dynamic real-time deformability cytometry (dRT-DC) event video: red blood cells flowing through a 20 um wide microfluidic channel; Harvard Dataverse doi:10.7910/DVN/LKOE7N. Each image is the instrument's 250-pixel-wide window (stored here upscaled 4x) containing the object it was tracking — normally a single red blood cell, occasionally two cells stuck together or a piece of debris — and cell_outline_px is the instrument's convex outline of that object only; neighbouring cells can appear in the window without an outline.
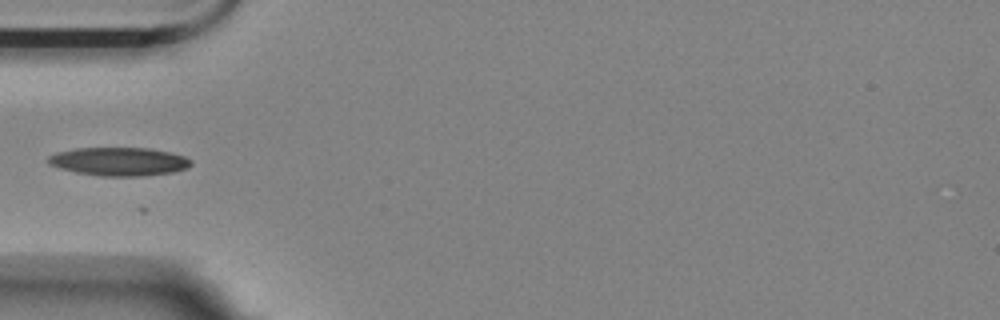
{"species": "Egyptian fruit bat (a non-hibernating species)", "species_latin": "Rousettus aegyptiacus", "temperature_condition": "room temperature", "stored_images_in_passage": 6, "camera_frame_rate_fps": 3000, "um_per_image_px": 0.085, "animal": {"sex": "female"}, "frame": {"image": 1, "passage_image": 2, "time_ms": 0.333, "image_size_px": [1000, 320], "cell_outline_px": [[192, 164], [188, 168], [172, 172], [144, 176], [100, 176], [76, 172], [60, 168], [48, 164], [48, 156], [56, 152], [76, 148], [148, 148], [168, 152], [184, 156], [192, 160]], "centroid_in_image_um": [10.12, 13.73], "position_along_channel_um": 74.9, "area_um2": 23.64}}
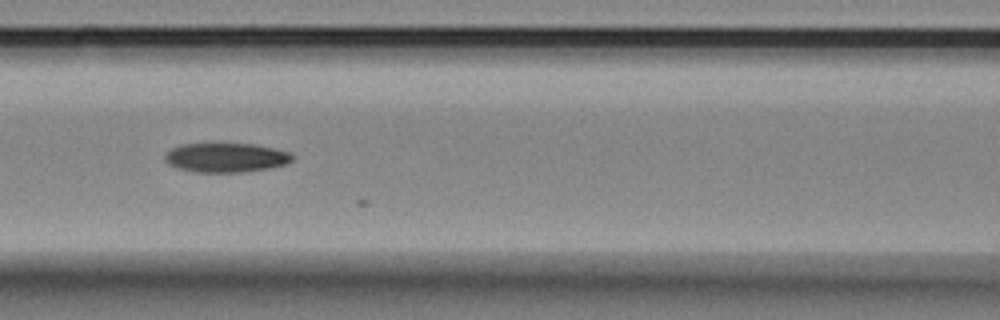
{"frame": {"image": 2, "passage_image": 4, "time_ms": 1.0, "image_size_px": [1000, 320], "cell_outline_px": [[292, 160], [284, 164], [268, 168], [244, 172], [196, 172], [176, 168], [168, 164], [164, 160], [164, 156], [172, 148], [180, 144], [256, 144], [288, 152], [292, 156]], "centroid_in_image_um": [19.15, 13.4], "position_along_channel_um": 147.5, "area_um2": 21.56}}
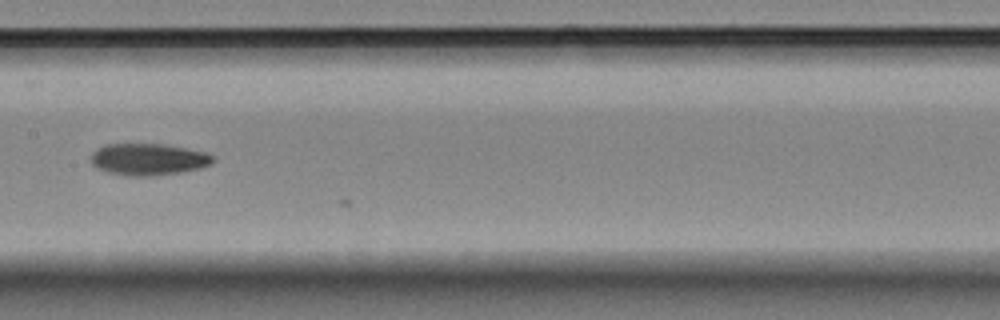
{"frame": {"image": 3, "passage_image": 5, "time_ms": 1.333, "image_size_px": [1000, 320], "cell_outline_px": [[216, 160], [212, 164], [200, 168], [180, 172], [148, 176], [132, 176], [108, 172], [92, 164], [92, 152], [96, 148], [104, 144], [160, 144], [208, 152], [216, 156]], "centroid_in_image_um": [12.66, 13.53], "position_along_channel_um": 194.7, "area_um2": 22.54}}